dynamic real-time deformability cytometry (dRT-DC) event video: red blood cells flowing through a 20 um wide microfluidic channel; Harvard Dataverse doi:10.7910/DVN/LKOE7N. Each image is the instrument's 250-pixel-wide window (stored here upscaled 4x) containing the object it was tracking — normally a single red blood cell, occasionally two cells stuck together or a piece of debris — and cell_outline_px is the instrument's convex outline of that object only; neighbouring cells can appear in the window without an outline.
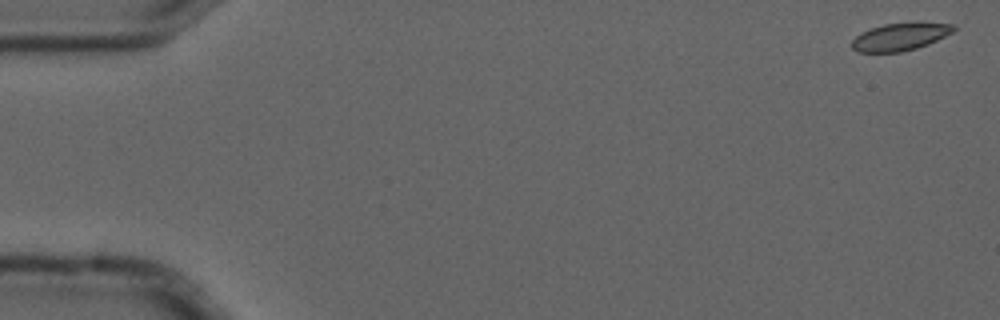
{"species": "common noctule bat (a hibernating species)", "species_latin": "Nyctalus noctula", "temperature_condition": "cold", "stored_images_in_passage": 4, "camera_frame_rate_fps": 3000, "um_per_image_px": 0.085, "animal": {"sex": "male", "forearm_length_mm": 52.5}, "frame": {"image": 1, "passage_image": 1, "time_ms": 0.0, "image_size_px": [1000, 320], "cell_outline_px": [[956, 28], [952, 32], [928, 44], [916, 48], [900, 52], [856, 52], [852, 48], [852, 40], [860, 32], [884, 24], [956, 24]], "centroid_in_image_um": [76.45, 3.16], "position_along_channel_um": 8.6, "area_um2": 15.78}}
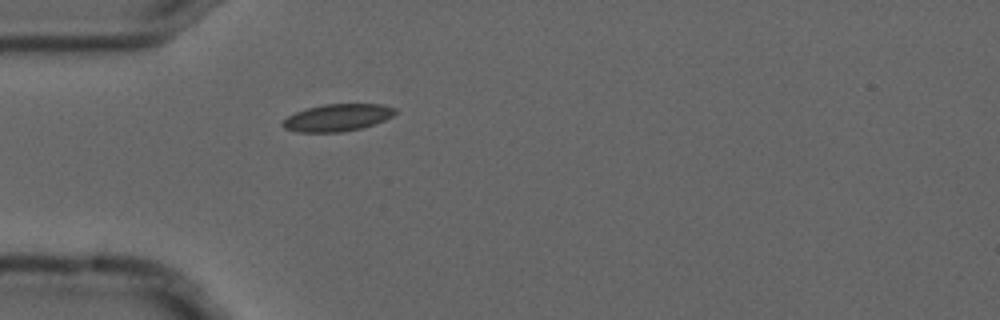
{"frame": {"image": 2, "passage_image": 4, "time_ms": 1.0, "image_size_px": [1000, 320], "cell_outline_px": [[396, 112], [392, 116], [384, 120], [364, 128], [340, 132], [296, 132], [284, 128], [280, 124], [288, 116], [296, 112], [308, 108], [324, 104], [384, 104], [396, 108]], "centroid_in_image_um": [28.69, 10.0], "position_along_channel_um": 56.3, "area_um2": 17.86}}